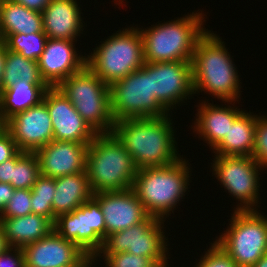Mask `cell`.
Wrapping results in <instances>:
<instances>
[{
    "instance_id": "23",
    "label": "cell",
    "mask_w": 267,
    "mask_h": 267,
    "mask_svg": "<svg viewBox=\"0 0 267 267\" xmlns=\"http://www.w3.org/2000/svg\"><path fill=\"white\" fill-rule=\"evenodd\" d=\"M53 223L58 215L73 212L93 196L86 172L55 178Z\"/></svg>"
},
{
    "instance_id": "7",
    "label": "cell",
    "mask_w": 267,
    "mask_h": 267,
    "mask_svg": "<svg viewBox=\"0 0 267 267\" xmlns=\"http://www.w3.org/2000/svg\"><path fill=\"white\" fill-rule=\"evenodd\" d=\"M57 88L96 134L113 132L115 121L111 113L109 85L87 65L65 79Z\"/></svg>"
},
{
    "instance_id": "32",
    "label": "cell",
    "mask_w": 267,
    "mask_h": 267,
    "mask_svg": "<svg viewBox=\"0 0 267 267\" xmlns=\"http://www.w3.org/2000/svg\"><path fill=\"white\" fill-rule=\"evenodd\" d=\"M32 213L31 189H15L0 218L22 217Z\"/></svg>"
},
{
    "instance_id": "37",
    "label": "cell",
    "mask_w": 267,
    "mask_h": 267,
    "mask_svg": "<svg viewBox=\"0 0 267 267\" xmlns=\"http://www.w3.org/2000/svg\"><path fill=\"white\" fill-rule=\"evenodd\" d=\"M16 164V155L2 163H0V182L9 183L11 185L12 167Z\"/></svg>"
},
{
    "instance_id": "30",
    "label": "cell",
    "mask_w": 267,
    "mask_h": 267,
    "mask_svg": "<svg viewBox=\"0 0 267 267\" xmlns=\"http://www.w3.org/2000/svg\"><path fill=\"white\" fill-rule=\"evenodd\" d=\"M55 190V178L40 175L31 188L32 213L45 216L53 222L52 201Z\"/></svg>"
},
{
    "instance_id": "41",
    "label": "cell",
    "mask_w": 267,
    "mask_h": 267,
    "mask_svg": "<svg viewBox=\"0 0 267 267\" xmlns=\"http://www.w3.org/2000/svg\"><path fill=\"white\" fill-rule=\"evenodd\" d=\"M8 248H10L9 244L7 243L6 237L4 235L3 229L0 225V254L5 252Z\"/></svg>"
},
{
    "instance_id": "11",
    "label": "cell",
    "mask_w": 267,
    "mask_h": 267,
    "mask_svg": "<svg viewBox=\"0 0 267 267\" xmlns=\"http://www.w3.org/2000/svg\"><path fill=\"white\" fill-rule=\"evenodd\" d=\"M53 230L93 259L106 238L105 219L99 202L92 196L73 212L58 215Z\"/></svg>"
},
{
    "instance_id": "31",
    "label": "cell",
    "mask_w": 267,
    "mask_h": 267,
    "mask_svg": "<svg viewBox=\"0 0 267 267\" xmlns=\"http://www.w3.org/2000/svg\"><path fill=\"white\" fill-rule=\"evenodd\" d=\"M104 256V257H103ZM103 258L105 267H160L152 258L134 255L132 253L102 254L93 259ZM105 258V259H104Z\"/></svg>"
},
{
    "instance_id": "36",
    "label": "cell",
    "mask_w": 267,
    "mask_h": 267,
    "mask_svg": "<svg viewBox=\"0 0 267 267\" xmlns=\"http://www.w3.org/2000/svg\"><path fill=\"white\" fill-rule=\"evenodd\" d=\"M0 267H25L22 248L10 247L1 253Z\"/></svg>"
},
{
    "instance_id": "17",
    "label": "cell",
    "mask_w": 267,
    "mask_h": 267,
    "mask_svg": "<svg viewBox=\"0 0 267 267\" xmlns=\"http://www.w3.org/2000/svg\"><path fill=\"white\" fill-rule=\"evenodd\" d=\"M73 42L76 41L48 38L37 63L41 77L49 87H58L86 66L87 56L78 55Z\"/></svg>"
},
{
    "instance_id": "8",
    "label": "cell",
    "mask_w": 267,
    "mask_h": 267,
    "mask_svg": "<svg viewBox=\"0 0 267 267\" xmlns=\"http://www.w3.org/2000/svg\"><path fill=\"white\" fill-rule=\"evenodd\" d=\"M230 223L215 243L239 267H252L267 253V215L257 210H234Z\"/></svg>"
},
{
    "instance_id": "10",
    "label": "cell",
    "mask_w": 267,
    "mask_h": 267,
    "mask_svg": "<svg viewBox=\"0 0 267 267\" xmlns=\"http://www.w3.org/2000/svg\"><path fill=\"white\" fill-rule=\"evenodd\" d=\"M164 222L155 216H148L137 225L109 234L96 256L128 252L152 258L159 266L168 264V239L162 230Z\"/></svg>"
},
{
    "instance_id": "6",
    "label": "cell",
    "mask_w": 267,
    "mask_h": 267,
    "mask_svg": "<svg viewBox=\"0 0 267 267\" xmlns=\"http://www.w3.org/2000/svg\"><path fill=\"white\" fill-rule=\"evenodd\" d=\"M138 27L119 30L87 55L86 65L106 84L125 78L144 65Z\"/></svg>"
},
{
    "instance_id": "2",
    "label": "cell",
    "mask_w": 267,
    "mask_h": 267,
    "mask_svg": "<svg viewBox=\"0 0 267 267\" xmlns=\"http://www.w3.org/2000/svg\"><path fill=\"white\" fill-rule=\"evenodd\" d=\"M224 41L210 30L198 40L193 57L192 77L194 94L204 91L224 103L239 101L238 70L226 50Z\"/></svg>"
},
{
    "instance_id": "27",
    "label": "cell",
    "mask_w": 267,
    "mask_h": 267,
    "mask_svg": "<svg viewBox=\"0 0 267 267\" xmlns=\"http://www.w3.org/2000/svg\"><path fill=\"white\" fill-rule=\"evenodd\" d=\"M26 83H45L41 77L37 61L7 50L5 70L3 75V90L19 80Z\"/></svg>"
},
{
    "instance_id": "26",
    "label": "cell",
    "mask_w": 267,
    "mask_h": 267,
    "mask_svg": "<svg viewBox=\"0 0 267 267\" xmlns=\"http://www.w3.org/2000/svg\"><path fill=\"white\" fill-rule=\"evenodd\" d=\"M48 88L46 83H26L20 79L0 94V117L6 122L14 114L37 105Z\"/></svg>"
},
{
    "instance_id": "38",
    "label": "cell",
    "mask_w": 267,
    "mask_h": 267,
    "mask_svg": "<svg viewBox=\"0 0 267 267\" xmlns=\"http://www.w3.org/2000/svg\"><path fill=\"white\" fill-rule=\"evenodd\" d=\"M14 187L9 183L0 182V214L5 209L7 203L10 201V198L14 194Z\"/></svg>"
},
{
    "instance_id": "9",
    "label": "cell",
    "mask_w": 267,
    "mask_h": 267,
    "mask_svg": "<svg viewBox=\"0 0 267 267\" xmlns=\"http://www.w3.org/2000/svg\"><path fill=\"white\" fill-rule=\"evenodd\" d=\"M114 121L128 118L164 117L168 112L152 93L151 73L142 66L109 85Z\"/></svg>"
},
{
    "instance_id": "25",
    "label": "cell",
    "mask_w": 267,
    "mask_h": 267,
    "mask_svg": "<svg viewBox=\"0 0 267 267\" xmlns=\"http://www.w3.org/2000/svg\"><path fill=\"white\" fill-rule=\"evenodd\" d=\"M243 112L230 126L222 141L213 149L220 156H252L257 114Z\"/></svg>"
},
{
    "instance_id": "29",
    "label": "cell",
    "mask_w": 267,
    "mask_h": 267,
    "mask_svg": "<svg viewBox=\"0 0 267 267\" xmlns=\"http://www.w3.org/2000/svg\"><path fill=\"white\" fill-rule=\"evenodd\" d=\"M47 40L48 37L43 31L29 35L21 33L11 34L2 43L9 51L37 61L45 49Z\"/></svg>"
},
{
    "instance_id": "33",
    "label": "cell",
    "mask_w": 267,
    "mask_h": 267,
    "mask_svg": "<svg viewBox=\"0 0 267 267\" xmlns=\"http://www.w3.org/2000/svg\"><path fill=\"white\" fill-rule=\"evenodd\" d=\"M252 157L260 165L267 168V116H258L256 119L254 150Z\"/></svg>"
},
{
    "instance_id": "20",
    "label": "cell",
    "mask_w": 267,
    "mask_h": 267,
    "mask_svg": "<svg viewBox=\"0 0 267 267\" xmlns=\"http://www.w3.org/2000/svg\"><path fill=\"white\" fill-rule=\"evenodd\" d=\"M41 13L43 31L50 39L77 41L76 37L84 30L76 0H51Z\"/></svg>"
},
{
    "instance_id": "40",
    "label": "cell",
    "mask_w": 267,
    "mask_h": 267,
    "mask_svg": "<svg viewBox=\"0 0 267 267\" xmlns=\"http://www.w3.org/2000/svg\"><path fill=\"white\" fill-rule=\"evenodd\" d=\"M7 50V47L2 42H0V94L3 91V75L5 70Z\"/></svg>"
},
{
    "instance_id": "28",
    "label": "cell",
    "mask_w": 267,
    "mask_h": 267,
    "mask_svg": "<svg viewBox=\"0 0 267 267\" xmlns=\"http://www.w3.org/2000/svg\"><path fill=\"white\" fill-rule=\"evenodd\" d=\"M39 176V162L35 152L19 151L11 173L14 189H31Z\"/></svg>"
},
{
    "instance_id": "14",
    "label": "cell",
    "mask_w": 267,
    "mask_h": 267,
    "mask_svg": "<svg viewBox=\"0 0 267 267\" xmlns=\"http://www.w3.org/2000/svg\"><path fill=\"white\" fill-rule=\"evenodd\" d=\"M25 267H83L91 258L75 243L52 230L22 247Z\"/></svg>"
},
{
    "instance_id": "35",
    "label": "cell",
    "mask_w": 267,
    "mask_h": 267,
    "mask_svg": "<svg viewBox=\"0 0 267 267\" xmlns=\"http://www.w3.org/2000/svg\"><path fill=\"white\" fill-rule=\"evenodd\" d=\"M19 151L11 133L4 128L0 132V163L13 158Z\"/></svg>"
},
{
    "instance_id": "34",
    "label": "cell",
    "mask_w": 267,
    "mask_h": 267,
    "mask_svg": "<svg viewBox=\"0 0 267 267\" xmlns=\"http://www.w3.org/2000/svg\"><path fill=\"white\" fill-rule=\"evenodd\" d=\"M196 267H239L215 242L205 251Z\"/></svg>"
},
{
    "instance_id": "39",
    "label": "cell",
    "mask_w": 267,
    "mask_h": 267,
    "mask_svg": "<svg viewBox=\"0 0 267 267\" xmlns=\"http://www.w3.org/2000/svg\"><path fill=\"white\" fill-rule=\"evenodd\" d=\"M28 9L42 12L51 0H13Z\"/></svg>"
},
{
    "instance_id": "1",
    "label": "cell",
    "mask_w": 267,
    "mask_h": 267,
    "mask_svg": "<svg viewBox=\"0 0 267 267\" xmlns=\"http://www.w3.org/2000/svg\"><path fill=\"white\" fill-rule=\"evenodd\" d=\"M170 117L169 113L164 117L128 118L115 122L112 133L131 155L137 169L165 166L181 158L175 146L177 142Z\"/></svg>"
},
{
    "instance_id": "44",
    "label": "cell",
    "mask_w": 267,
    "mask_h": 267,
    "mask_svg": "<svg viewBox=\"0 0 267 267\" xmlns=\"http://www.w3.org/2000/svg\"><path fill=\"white\" fill-rule=\"evenodd\" d=\"M5 128V122L0 117V132Z\"/></svg>"
},
{
    "instance_id": "21",
    "label": "cell",
    "mask_w": 267,
    "mask_h": 267,
    "mask_svg": "<svg viewBox=\"0 0 267 267\" xmlns=\"http://www.w3.org/2000/svg\"><path fill=\"white\" fill-rule=\"evenodd\" d=\"M199 104L194 122L195 126L192 128L199 135L198 137L205 139L204 141L213 150L225 137L233 122L244 111L230 105L224 108L223 105L221 107L219 105L216 106V104L212 105L204 100Z\"/></svg>"
},
{
    "instance_id": "5",
    "label": "cell",
    "mask_w": 267,
    "mask_h": 267,
    "mask_svg": "<svg viewBox=\"0 0 267 267\" xmlns=\"http://www.w3.org/2000/svg\"><path fill=\"white\" fill-rule=\"evenodd\" d=\"M137 170L131 155L113 133L97 134L89 143L85 171L93 193L132 188Z\"/></svg>"
},
{
    "instance_id": "4",
    "label": "cell",
    "mask_w": 267,
    "mask_h": 267,
    "mask_svg": "<svg viewBox=\"0 0 267 267\" xmlns=\"http://www.w3.org/2000/svg\"><path fill=\"white\" fill-rule=\"evenodd\" d=\"M188 165L182 155L173 164L137 170L132 188L149 216L165 220L171 211L174 213L188 189L191 172Z\"/></svg>"
},
{
    "instance_id": "19",
    "label": "cell",
    "mask_w": 267,
    "mask_h": 267,
    "mask_svg": "<svg viewBox=\"0 0 267 267\" xmlns=\"http://www.w3.org/2000/svg\"><path fill=\"white\" fill-rule=\"evenodd\" d=\"M89 144L52 140L35 151L40 175L58 178L85 171Z\"/></svg>"
},
{
    "instance_id": "12",
    "label": "cell",
    "mask_w": 267,
    "mask_h": 267,
    "mask_svg": "<svg viewBox=\"0 0 267 267\" xmlns=\"http://www.w3.org/2000/svg\"><path fill=\"white\" fill-rule=\"evenodd\" d=\"M213 175L229 195L240 201L235 210H257L259 201L260 173L263 168L252 156L214 155ZM254 206V207H253Z\"/></svg>"
},
{
    "instance_id": "43",
    "label": "cell",
    "mask_w": 267,
    "mask_h": 267,
    "mask_svg": "<svg viewBox=\"0 0 267 267\" xmlns=\"http://www.w3.org/2000/svg\"><path fill=\"white\" fill-rule=\"evenodd\" d=\"M94 262H96L94 259H90L83 267H94Z\"/></svg>"
},
{
    "instance_id": "15",
    "label": "cell",
    "mask_w": 267,
    "mask_h": 267,
    "mask_svg": "<svg viewBox=\"0 0 267 267\" xmlns=\"http://www.w3.org/2000/svg\"><path fill=\"white\" fill-rule=\"evenodd\" d=\"M43 100L51 118L54 140L89 144L97 135L57 87H49Z\"/></svg>"
},
{
    "instance_id": "22",
    "label": "cell",
    "mask_w": 267,
    "mask_h": 267,
    "mask_svg": "<svg viewBox=\"0 0 267 267\" xmlns=\"http://www.w3.org/2000/svg\"><path fill=\"white\" fill-rule=\"evenodd\" d=\"M0 225L9 246L18 248L44 238L53 230V222L49 218L34 213L0 218Z\"/></svg>"
},
{
    "instance_id": "16",
    "label": "cell",
    "mask_w": 267,
    "mask_h": 267,
    "mask_svg": "<svg viewBox=\"0 0 267 267\" xmlns=\"http://www.w3.org/2000/svg\"><path fill=\"white\" fill-rule=\"evenodd\" d=\"M5 128L20 151L35 152L53 140L52 122L44 100L14 114L5 122Z\"/></svg>"
},
{
    "instance_id": "24",
    "label": "cell",
    "mask_w": 267,
    "mask_h": 267,
    "mask_svg": "<svg viewBox=\"0 0 267 267\" xmlns=\"http://www.w3.org/2000/svg\"><path fill=\"white\" fill-rule=\"evenodd\" d=\"M43 32L42 13L28 9L13 0L0 1V39L3 42L11 34Z\"/></svg>"
},
{
    "instance_id": "13",
    "label": "cell",
    "mask_w": 267,
    "mask_h": 267,
    "mask_svg": "<svg viewBox=\"0 0 267 267\" xmlns=\"http://www.w3.org/2000/svg\"><path fill=\"white\" fill-rule=\"evenodd\" d=\"M143 66L151 73L152 93L168 113L194 95L191 62H145Z\"/></svg>"
},
{
    "instance_id": "3",
    "label": "cell",
    "mask_w": 267,
    "mask_h": 267,
    "mask_svg": "<svg viewBox=\"0 0 267 267\" xmlns=\"http://www.w3.org/2000/svg\"><path fill=\"white\" fill-rule=\"evenodd\" d=\"M192 12L176 20L141 29L144 62H191L198 40L208 29L203 28L205 15Z\"/></svg>"
},
{
    "instance_id": "18",
    "label": "cell",
    "mask_w": 267,
    "mask_h": 267,
    "mask_svg": "<svg viewBox=\"0 0 267 267\" xmlns=\"http://www.w3.org/2000/svg\"><path fill=\"white\" fill-rule=\"evenodd\" d=\"M106 225V237L144 221L149 215L133 188L94 193Z\"/></svg>"
},
{
    "instance_id": "42",
    "label": "cell",
    "mask_w": 267,
    "mask_h": 267,
    "mask_svg": "<svg viewBox=\"0 0 267 267\" xmlns=\"http://www.w3.org/2000/svg\"><path fill=\"white\" fill-rule=\"evenodd\" d=\"M252 267H267V253L264 254Z\"/></svg>"
}]
</instances>
